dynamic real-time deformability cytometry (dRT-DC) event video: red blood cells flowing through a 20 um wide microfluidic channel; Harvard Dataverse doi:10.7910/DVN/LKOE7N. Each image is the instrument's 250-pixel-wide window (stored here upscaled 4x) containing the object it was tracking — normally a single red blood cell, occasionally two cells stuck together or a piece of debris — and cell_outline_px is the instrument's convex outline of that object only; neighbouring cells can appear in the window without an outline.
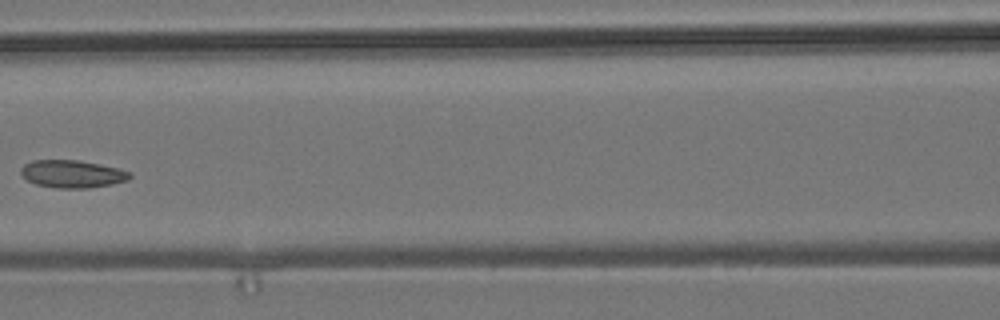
{"species": "common noctule bat (a hibernating species)", "species_latin": "Nyctalus noctula", "temperature_condition": "room temperature", "stored_images_in_passage": 7, "camera_frame_rate_fps": 3000, "um_per_image_px": 0.085, "animal": {"sex": "male", "body_mass_g": 19.2, "forearm_length_mm": 51.8}, "frame": {"image": 1, "passage_image": 6, "time_ms": 1.667, "image_size_px": [1000, 320], "cell_outline_px": [[132, 176], [128, 180], [112, 184], [88, 188], [56, 188], [36, 184], [28, 180], [20, 172], [20, 168], [24, 164], [32, 160], [76, 160], [120, 168], [132, 172]], "centroid_in_image_um": [6.17, 14.78], "position_along_channel_um": 160.4, "area_um2": 17.57}}
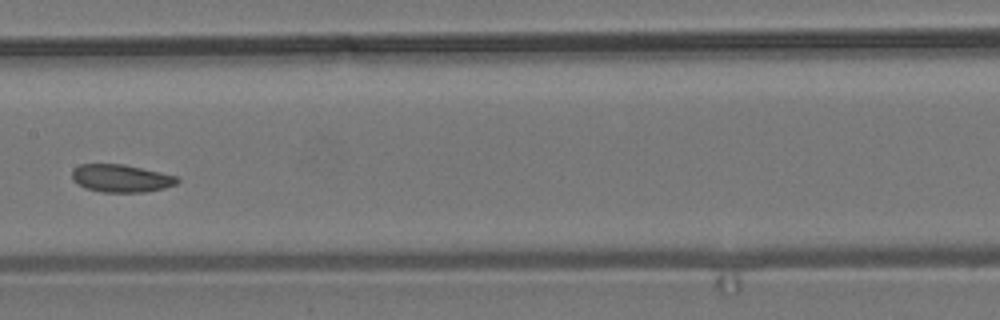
{"frame": {"image": 2, "passage_image": 7, "time_ms": 2.0, "image_size_px": [1000, 320], "cell_outline_px": [[180, 180], [176, 184], [164, 188], [148, 192], [104, 192], [84, 188], [72, 180], [72, 168], [80, 164], [124, 164], [180, 176]], "centroid_in_image_um": [10.31, 15.15], "position_along_channel_um": 197.1, "area_um2": 17.28}}